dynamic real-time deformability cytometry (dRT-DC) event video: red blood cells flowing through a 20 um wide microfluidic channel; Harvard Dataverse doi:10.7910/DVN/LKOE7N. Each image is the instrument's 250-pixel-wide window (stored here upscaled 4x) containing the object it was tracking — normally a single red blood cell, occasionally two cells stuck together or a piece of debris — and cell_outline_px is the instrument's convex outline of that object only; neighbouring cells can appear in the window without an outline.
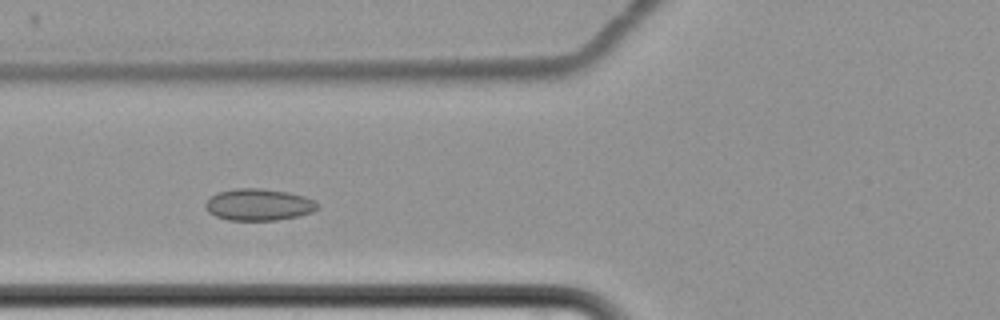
{"species": "common noctule bat (a hibernating species)", "species_latin": "Nyctalus noctula", "temperature_condition": "cold", "stored_images_in_passage": 9, "camera_frame_rate_fps": 3000, "um_per_image_px": 0.085, "animal": {"sex": "female", "body_mass_g": 22.7, "forearm_length_mm": 54.2}, "frame": {"image": 1, "passage_image": 8, "time_ms": 10.667, "image_size_px": [1000, 320], "cell_outline_px": [[320, 208], [312, 212], [296, 216], [276, 220], [228, 220], [216, 216], [208, 212], [204, 208], [204, 204], [216, 192], [236, 188], [260, 188], [288, 192], [304, 196], [312, 200]], "centroid_in_image_um": [21.95, 17.39], "position_along_channel_um": 103.9, "area_um2": 20.69}}
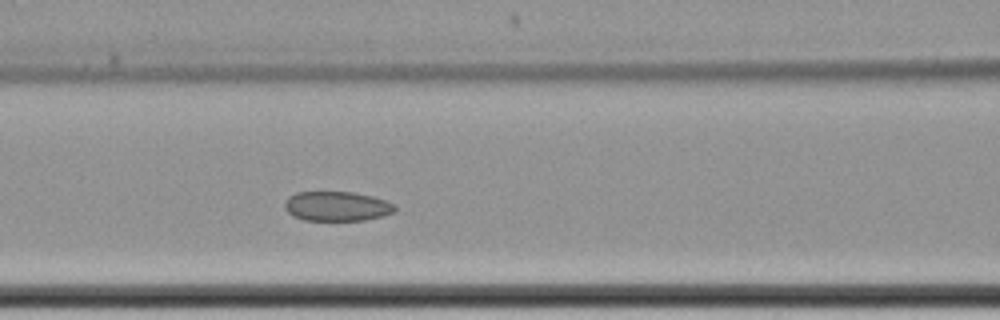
{"frame": {"image": 2, "passage_image": 9, "time_ms": 11.667, "image_size_px": [1000, 320], "cell_outline_px": [[396, 212], [384, 216], [364, 220], [304, 220], [292, 216], [284, 208], [284, 204], [288, 196], [296, 192], [352, 192], [372, 196], [396, 204]], "centroid_in_image_um": [28.64, 17.53], "position_along_channel_um": 138.0, "area_um2": 19.19}}